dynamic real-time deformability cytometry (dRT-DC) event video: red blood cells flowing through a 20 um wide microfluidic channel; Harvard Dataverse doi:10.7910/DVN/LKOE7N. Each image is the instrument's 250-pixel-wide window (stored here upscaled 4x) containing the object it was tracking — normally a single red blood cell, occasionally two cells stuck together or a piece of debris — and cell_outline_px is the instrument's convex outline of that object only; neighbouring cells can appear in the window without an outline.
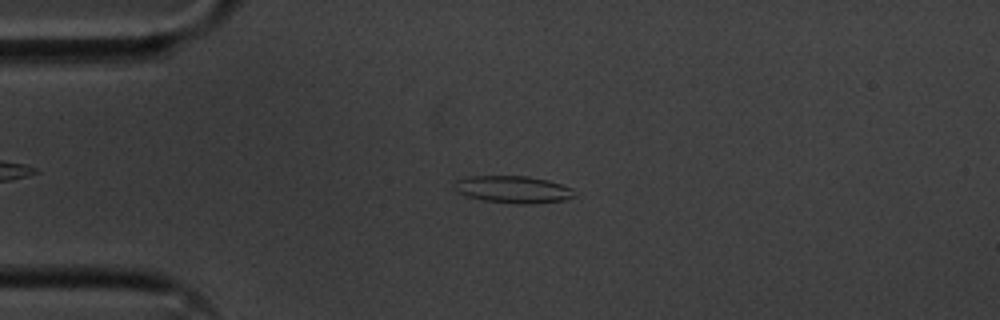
{"species": "common noctule bat (a hibernating species)", "species_latin": "Nyctalus noctula", "temperature_condition": "cold", "stored_images_in_passage": 55, "camera_frame_rate_fps": 3000, "um_per_image_px": 0.085, "animal": {"sex": "male", "body_mass_g": 20.1, "forearm_length_mm": 53.5}, "frame": {"image": 1, "passage_image": 12, "time_ms": 3.667, "image_size_px": [1000, 320], "cell_outline_px": [[576, 196], [564, 200], [528, 204], [516, 204], [484, 200], [468, 196], [460, 192], [452, 184], [456, 180], [468, 176], [528, 176], [548, 180], [572, 188]], "centroid_in_image_um": [43.63, 16.09], "position_along_channel_um": 41.4, "area_um2": 18.9}}
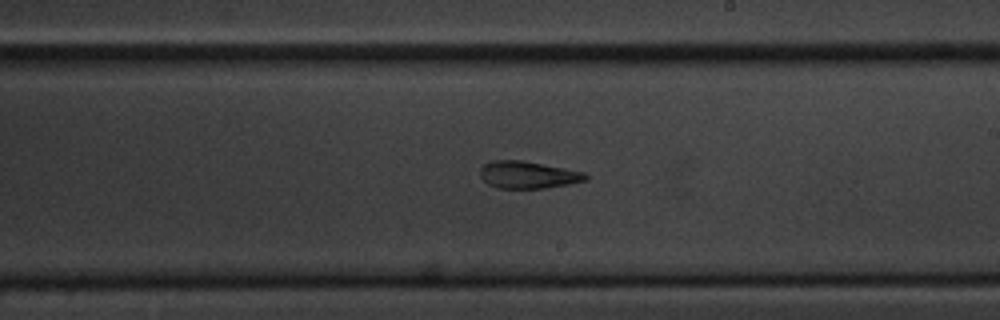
{"frame": {"image": 2, "passage_image": 31, "time_ms": 10.0, "image_size_px": [1000, 320], "cell_outline_px": [[588, 180], [568, 184], [544, 188], [496, 188], [488, 184], [480, 176], [480, 168], [484, 164], [492, 160], [524, 160], [584, 172], [588, 176]], "centroid_in_image_um": [44.86, 14.85], "position_along_channel_um": 244.1, "area_um2": 16.76}}
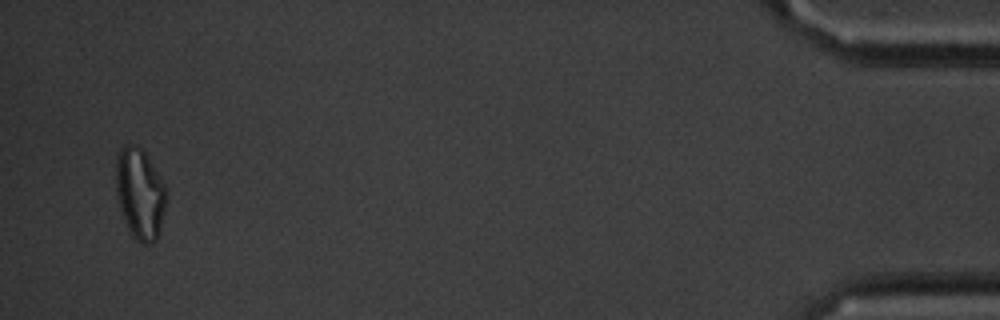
{"frame": {"image": 3, "passage_image": 53, "time_ms": 17.333, "image_size_px": [1000, 320], "cell_outline_px": [[168, 196], [160, 232], [156, 240], [148, 244], [144, 244], [136, 240], [132, 236], [124, 220], [120, 208], [116, 192], [116, 152], [120, 148], [128, 144], [136, 144], [144, 152], [164, 184], [168, 192]], "centroid_in_image_um": [11.9, 16.47], "position_along_channel_um": 423.3, "area_um2": 26.88}, "authors_computed_cell_mechanics": {"area_um2": 18.9006, "velocity_mm_per_s": 3.5621, "shape_relaxation_time_tau1_ms": null, "shape_relaxation_time_tau2_ms": 3.0689, "deformation_change_tau1": null, "deformation_change_tau2": 0.1249}}